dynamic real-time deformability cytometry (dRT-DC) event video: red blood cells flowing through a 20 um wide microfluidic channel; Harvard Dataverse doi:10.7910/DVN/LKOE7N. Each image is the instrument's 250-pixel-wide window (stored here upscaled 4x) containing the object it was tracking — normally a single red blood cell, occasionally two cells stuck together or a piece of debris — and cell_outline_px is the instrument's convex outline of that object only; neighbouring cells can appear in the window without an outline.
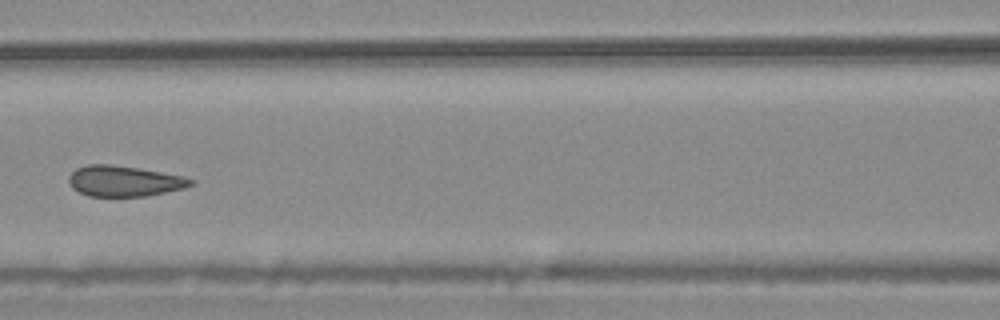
{"species": "common noctule bat (a hibernating species)", "species_latin": "Nyctalus noctula", "temperature_condition": "warm", "stored_images_in_passage": 10, "camera_frame_rate_fps": 3000, "um_per_image_px": 0.085, "animal": {"sex": "male", "body_mass_g": 20.4}, "frame": {"image": 1, "passage_image": 7, "time_ms": 2.0, "image_size_px": [1000, 320], "cell_outline_px": [[196, 180], [192, 184], [184, 188], [148, 196], [88, 196], [72, 188], [68, 180], [68, 176], [76, 168], [88, 164], [108, 164], [136, 168], [184, 176]], "centroid_in_image_um": [10.54, 15.39], "position_along_channel_um": 156.1, "area_um2": 21.73}}
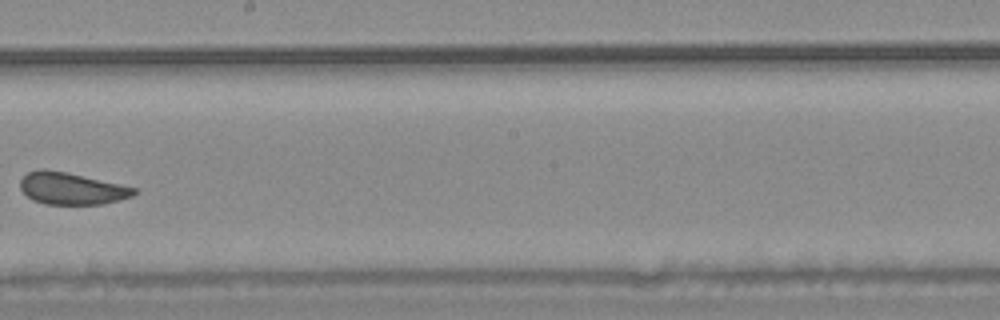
{"frame": {"image": 2, "passage_image": 9, "time_ms": 2.667, "image_size_px": [1000, 320], "cell_outline_px": [[140, 192], [132, 196], [120, 200], [104, 204], [44, 204], [32, 200], [20, 188], [20, 180], [28, 172], [40, 168], [44, 168], [68, 172], [136, 188]], "centroid_in_image_um": [6.09, 16.02], "position_along_channel_um": 242.1, "area_um2": 21.33}}